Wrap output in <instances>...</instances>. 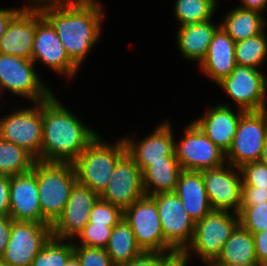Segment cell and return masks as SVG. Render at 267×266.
Here are the masks:
<instances>
[{"label":"cell","instance_id":"cell-35","mask_svg":"<svg viewBox=\"0 0 267 266\" xmlns=\"http://www.w3.org/2000/svg\"><path fill=\"white\" fill-rule=\"evenodd\" d=\"M123 218V210L100 197L94 203L88 223L115 227Z\"/></svg>","mask_w":267,"mask_h":266},{"label":"cell","instance_id":"cell-25","mask_svg":"<svg viewBox=\"0 0 267 266\" xmlns=\"http://www.w3.org/2000/svg\"><path fill=\"white\" fill-rule=\"evenodd\" d=\"M263 13L235 6L222 15L219 22L223 30L235 41L256 36L266 30L267 19Z\"/></svg>","mask_w":267,"mask_h":266},{"label":"cell","instance_id":"cell-18","mask_svg":"<svg viewBox=\"0 0 267 266\" xmlns=\"http://www.w3.org/2000/svg\"><path fill=\"white\" fill-rule=\"evenodd\" d=\"M144 195L142 172L135 161L126 153L118 161L100 198L124 211Z\"/></svg>","mask_w":267,"mask_h":266},{"label":"cell","instance_id":"cell-26","mask_svg":"<svg viewBox=\"0 0 267 266\" xmlns=\"http://www.w3.org/2000/svg\"><path fill=\"white\" fill-rule=\"evenodd\" d=\"M182 171L176 157H165V161L152 162L142 172L145 195L174 192Z\"/></svg>","mask_w":267,"mask_h":266},{"label":"cell","instance_id":"cell-24","mask_svg":"<svg viewBox=\"0 0 267 266\" xmlns=\"http://www.w3.org/2000/svg\"><path fill=\"white\" fill-rule=\"evenodd\" d=\"M174 192L195 223L212 210L201 171L182 170Z\"/></svg>","mask_w":267,"mask_h":266},{"label":"cell","instance_id":"cell-23","mask_svg":"<svg viewBox=\"0 0 267 266\" xmlns=\"http://www.w3.org/2000/svg\"><path fill=\"white\" fill-rule=\"evenodd\" d=\"M212 19L177 27L176 44L183 59L199 65L207 54L215 31L220 27ZM218 25V26H217Z\"/></svg>","mask_w":267,"mask_h":266},{"label":"cell","instance_id":"cell-45","mask_svg":"<svg viewBox=\"0 0 267 266\" xmlns=\"http://www.w3.org/2000/svg\"><path fill=\"white\" fill-rule=\"evenodd\" d=\"M27 1V2H26ZM65 0H25L22 9H40L45 6L56 5Z\"/></svg>","mask_w":267,"mask_h":266},{"label":"cell","instance_id":"cell-42","mask_svg":"<svg viewBox=\"0 0 267 266\" xmlns=\"http://www.w3.org/2000/svg\"><path fill=\"white\" fill-rule=\"evenodd\" d=\"M12 218L10 216H0V255L4 253L10 239Z\"/></svg>","mask_w":267,"mask_h":266},{"label":"cell","instance_id":"cell-1","mask_svg":"<svg viewBox=\"0 0 267 266\" xmlns=\"http://www.w3.org/2000/svg\"><path fill=\"white\" fill-rule=\"evenodd\" d=\"M102 5L99 0H65L39 9L55 29L70 60L79 69L100 42L106 18Z\"/></svg>","mask_w":267,"mask_h":266},{"label":"cell","instance_id":"cell-32","mask_svg":"<svg viewBox=\"0 0 267 266\" xmlns=\"http://www.w3.org/2000/svg\"><path fill=\"white\" fill-rule=\"evenodd\" d=\"M74 255L72 240L51 237L33 259L31 266H65Z\"/></svg>","mask_w":267,"mask_h":266},{"label":"cell","instance_id":"cell-2","mask_svg":"<svg viewBox=\"0 0 267 266\" xmlns=\"http://www.w3.org/2000/svg\"><path fill=\"white\" fill-rule=\"evenodd\" d=\"M66 107L54 92L42 101L40 161L73 163L98 136L97 132Z\"/></svg>","mask_w":267,"mask_h":266},{"label":"cell","instance_id":"cell-22","mask_svg":"<svg viewBox=\"0 0 267 266\" xmlns=\"http://www.w3.org/2000/svg\"><path fill=\"white\" fill-rule=\"evenodd\" d=\"M235 41L220 26L214 33L203 61L198 65L199 70L214 84L229 76L234 70Z\"/></svg>","mask_w":267,"mask_h":266},{"label":"cell","instance_id":"cell-46","mask_svg":"<svg viewBox=\"0 0 267 266\" xmlns=\"http://www.w3.org/2000/svg\"><path fill=\"white\" fill-rule=\"evenodd\" d=\"M189 259L182 253L174 254L163 266H188Z\"/></svg>","mask_w":267,"mask_h":266},{"label":"cell","instance_id":"cell-4","mask_svg":"<svg viewBox=\"0 0 267 266\" xmlns=\"http://www.w3.org/2000/svg\"><path fill=\"white\" fill-rule=\"evenodd\" d=\"M36 178L42 223L53 225L62 215L77 182L74 166L72 163L36 160Z\"/></svg>","mask_w":267,"mask_h":266},{"label":"cell","instance_id":"cell-8","mask_svg":"<svg viewBox=\"0 0 267 266\" xmlns=\"http://www.w3.org/2000/svg\"><path fill=\"white\" fill-rule=\"evenodd\" d=\"M216 86L244 111L267 109V76L260 69L236 65L231 74Z\"/></svg>","mask_w":267,"mask_h":266},{"label":"cell","instance_id":"cell-31","mask_svg":"<svg viewBox=\"0 0 267 266\" xmlns=\"http://www.w3.org/2000/svg\"><path fill=\"white\" fill-rule=\"evenodd\" d=\"M237 65L264 69L267 63V30L235 43Z\"/></svg>","mask_w":267,"mask_h":266},{"label":"cell","instance_id":"cell-13","mask_svg":"<svg viewBox=\"0 0 267 266\" xmlns=\"http://www.w3.org/2000/svg\"><path fill=\"white\" fill-rule=\"evenodd\" d=\"M51 237L50 224L12 220L10 239L2 258L8 266H31Z\"/></svg>","mask_w":267,"mask_h":266},{"label":"cell","instance_id":"cell-47","mask_svg":"<svg viewBox=\"0 0 267 266\" xmlns=\"http://www.w3.org/2000/svg\"><path fill=\"white\" fill-rule=\"evenodd\" d=\"M206 265L207 266H265L260 263H252V264H246V265H224L215 260L209 261Z\"/></svg>","mask_w":267,"mask_h":266},{"label":"cell","instance_id":"cell-11","mask_svg":"<svg viewBox=\"0 0 267 266\" xmlns=\"http://www.w3.org/2000/svg\"><path fill=\"white\" fill-rule=\"evenodd\" d=\"M182 139L175 138V157L182 170L202 171L226 163L225 153L219 149L192 120L183 130Z\"/></svg>","mask_w":267,"mask_h":266},{"label":"cell","instance_id":"cell-10","mask_svg":"<svg viewBox=\"0 0 267 266\" xmlns=\"http://www.w3.org/2000/svg\"><path fill=\"white\" fill-rule=\"evenodd\" d=\"M267 136V109L245 111L238 123L231 147L225 154L226 163L240 168L259 161Z\"/></svg>","mask_w":267,"mask_h":266},{"label":"cell","instance_id":"cell-20","mask_svg":"<svg viewBox=\"0 0 267 266\" xmlns=\"http://www.w3.org/2000/svg\"><path fill=\"white\" fill-rule=\"evenodd\" d=\"M231 103H218L205 109L202 116L193 120L206 136L225 154L231 147L241 115L245 112L236 109ZM235 109V110H234Z\"/></svg>","mask_w":267,"mask_h":266},{"label":"cell","instance_id":"cell-40","mask_svg":"<svg viewBox=\"0 0 267 266\" xmlns=\"http://www.w3.org/2000/svg\"><path fill=\"white\" fill-rule=\"evenodd\" d=\"M258 263L267 266V229L253 234Z\"/></svg>","mask_w":267,"mask_h":266},{"label":"cell","instance_id":"cell-37","mask_svg":"<svg viewBox=\"0 0 267 266\" xmlns=\"http://www.w3.org/2000/svg\"><path fill=\"white\" fill-rule=\"evenodd\" d=\"M74 255L81 266H114L105 248L74 246Z\"/></svg>","mask_w":267,"mask_h":266},{"label":"cell","instance_id":"cell-17","mask_svg":"<svg viewBox=\"0 0 267 266\" xmlns=\"http://www.w3.org/2000/svg\"><path fill=\"white\" fill-rule=\"evenodd\" d=\"M99 197L87 186L76 182L62 215L52 225V237L75 240L88 223L93 205Z\"/></svg>","mask_w":267,"mask_h":266},{"label":"cell","instance_id":"cell-39","mask_svg":"<svg viewBox=\"0 0 267 266\" xmlns=\"http://www.w3.org/2000/svg\"><path fill=\"white\" fill-rule=\"evenodd\" d=\"M265 202H267V189L242 187L240 206H254Z\"/></svg>","mask_w":267,"mask_h":266},{"label":"cell","instance_id":"cell-30","mask_svg":"<svg viewBox=\"0 0 267 266\" xmlns=\"http://www.w3.org/2000/svg\"><path fill=\"white\" fill-rule=\"evenodd\" d=\"M36 159L25 149L0 138V174L16 176L32 170Z\"/></svg>","mask_w":267,"mask_h":266},{"label":"cell","instance_id":"cell-44","mask_svg":"<svg viewBox=\"0 0 267 266\" xmlns=\"http://www.w3.org/2000/svg\"><path fill=\"white\" fill-rule=\"evenodd\" d=\"M239 7L256 10L264 14L267 10V0H239Z\"/></svg>","mask_w":267,"mask_h":266},{"label":"cell","instance_id":"cell-5","mask_svg":"<svg viewBox=\"0 0 267 266\" xmlns=\"http://www.w3.org/2000/svg\"><path fill=\"white\" fill-rule=\"evenodd\" d=\"M238 225V213L211 210L205 217L196 222L193 238L182 254L189 260L192 257L199 259L202 265L215 260Z\"/></svg>","mask_w":267,"mask_h":266},{"label":"cell","instance_id":"cell-16","mask_svg":"<svg viewBox=\"0 0 267 266\" xmlns=\"http://www.w3.org/2000/svg\"><path fill=\"white\" fill-rule=\"evenodd\" d=\"M201 173L212 210L238 213L242 189L240 169L225 163Z\"/></svg>","mask_w":267,"mask_h":266},{"label":"cell","instance_id":"cell-28","mask_svg":"<svg viewBox=\"0 0 267 266\" xmlns=\"http://www.w3.org/2000/svg\"><path fill=\"white\" fill-rule=\"evenodd\" d=\"M105 249L114 266L126 264L144 252L124 217L113 227Z\"/></svg>","mask_w":267,"mask_h":266},{"label":"cell","instance_id":"cell-7","mask_svg":"<svg viewBox=\"0 0 267 266\" xmlns=\"http://www.w3.org/2000/svg\"><path fill=\"white\" fill-rule=\"evenodd\" d=\"M33 105V106H32ZM22 108L19 104L0 118V138L18 145L40 161L43 138L42 101ZM20 106V107H19Z\"/></svg>","mask_w":267,"mask_h":266},{"label":"cell","instance_id":"cell-14","mask_svg":"<svg viewBox=\"0 0 267 266\" xmlns=\"http://www.w3.org/2000/svg\"><path fill=\"white\" fill-rule=\"evenodd\" d=\"M152 197L158 209L164 240L177 253H182L193 238L196 223L175 192L158 193Z\"/></svg>","mask_w":267,"mask_h":266},{"label":"cell","instance_id":"cell-51","mask_svg":"<svg viewBox=\"0 0 267 266\" xmlns=\"http://www.w3.org/2000/svg\"><path fill=\"white\" fill-rule=\"evenodd\" d=\"M2 94H3V93H2V92H0V98H1V99H0V102H2V101H3V100H2V97H1V96H2Z\"/></svg>","mask_w":267,"mask_h":266},{"label":"cell","instance_id":"cell-27","mask_svg":"<svg viewBox=\"0 0 267 266\" xmlns=\"http://www.w3.org/2000/svg\"><path fill=\"white\" fill-rule=\"evenodd\" d=\"M215 261L224 265L258 263L253 234L239 224L223 245Z\"/></svg>","mask_w":267,"mask_h":266},{"label":"cell","instance_id":"cell-34","mask_svg":"<svg viewBox=\"0 0 267 266\" xmlns=\"http://www.w3.org/2000/svg\"><path fill=\"white\" fill-rule=\"evenodd\" d=\"M112 229L108 225L87 223L75 238L76 241L73 240L74 246L106 248Z\"/></svg>","mask_w":267,"mask_h":266},{"label":"cell","instance_id":"cell-43","mask_svg":"<svg viewBox=\"0 0 267 266\" xmlns=\"http://www.w3.org/2000/svg\"><path fill=\"white\" fill-rule=\"evenodd\" d=\"M22 9V7L0 8V38L4 35L10 20Z\"/></svg>","mask_w":267,"mask_h":266},{"label":"cell","instance_id":"cell-50","mask_svg":"<svg viewBox=\"0 0 267 266\" xmlns=\"http://www.w3.org/2000/svg\"><path fill=\"white\" fill-rule=\"evenodd\" d=\"M0 266H8L1 255H0Z\"/></svg>","mask_w":267,"mask_h":266},{"label":"cell","instance_id":"cell-12","mask_svg":"<svg viewBox=\"0 0 267 266\" xmlns=\"http://www.w3.org/2000/svg\"><path fill=\"white\" fill-rule=\"evenodd\" d=\"M32 61L37 67V62L47 69L65 77L67 81L74 80L80 69L70 60L64 45L59 39L55 29L36 9V31L33 43ZM41 62V63H40Z\"/></svg>","mask_w":267,"mask_h":266},{"label":"cell","instance_id":"cell-38","mask_svg":"<svg viewBox=\"0 0 267 266\" xmlns=\"http://www.w3.org/2000/svg\"><path fill=\"white\" fill-rule=\"evenodd\" d=\"M174 253L146 252L121 266H163Z\"/></svg>","mask_w":267,"mask_h":266},{"label":"cell","instance_id":"cell-19","mask_svg":"<svg viewBox=\"0 0 267 266\" xmlns=\"http://www.w3.org/2000/svg\"><path fill=\"white\" fill-rule=\"evenodd\" d=\"M9 216L13 221L42 223L36 161L31 171L10 177Z\"/></svg>","mask_w":267,"mask_h":266},{"label":"cell","instance_id":"cell-49","mask_svg":"<svg viewBox=\"0 0 267 266\" xmlns=\"http://www.w3.org/2000/svg\"><path fill=\"white\" fill-rule=\"evenodd\" d=\"M65 266H81L80 261L73 255L66 263Z\"/></svg>","mask_w":267,"mask_h":266},{"label":"cell","instance_id":"cell-6","mask_svg":"<svg viewBox=\"0 0 267 266\" xmlns=\"http://www.w3.org/2000/svg\"><path fill=\"white\" fill-rule=\"evenodd\" d=\"M39 72L32 60L0 53V88L4 94L10 92L31 104L47 99L53 91Z\"/></svg>","mask_w":267,"mask_h":266},{"label":"cell","instance_id":"cell-29","mask_svg":"<svg viewBox=\"0 0 267 266\" xmlns=\"http://www.w3.org/2000/svg\"><path fill=\"white\" fill-rule=\"evenodd\" d=\"M220 0H176L173 12L178 26L214 19Z\"/></svg>","mask_w":267,"mask_h":266},{"label":"cell","instance_id":"cell-15","mask_svg":"<svg viewBox=\"0 0 267 266\" xmlns=\"http://www.w3.org/2000/svg\"><path fill=\"white\" fill-rule=\"evenodd\" d=\"M172 123L167 119L161 121L151 133L137 141L128 135L121 136L127 154L143 172L152 162L165 161V157H175V136Z\"/></svg>","mask_w":267,"mask_h":266},{"label":"cell","instance_id":"cell-48","mask_svg":"<svg viewBox=\"0 0 267 266\" xmlns=\"http://www.w3.org/2000/svg\"><path fill=\"white\" fill-rule=\"evenodd\" d=\"M259 161L267 166V136H266L265 144L262 150V155Z\"/></svg>","mask_w":267,"mask_h":266},{"label":"cell","instance_id":"cell-41","mask_svg":"<svg viewBox=\"0 0 267 266\" xmlns=\"http://www.w3.org/2000/svg\"><path fill=\"white\" fill-rule=\"evenodd\" d=\"M10 177L0 174V216H9Z\"/></svg>","mask_w":267,"mask_h":266},{"label":"cell","instance_id":"cell-36","mask_svg":"<svg viewBox=\"0 0 267 266\" xmlns=\"http://www.w3.org/2000/svg\"><path fill=\"white\" fill-rule=\"evenodd\" d=\"M242 187L267 189V166L260 161L244 164L240 168Z\"/></svg>","mask_w":267,"mask_h":266},{"label":"cell","instance_id":"cell-3","mask_svg":"<svg viewBox=\"0 0 267 266\" xmlns=\"http://www.w3.org/2000/svg\"><path fill=\"white\" fill-rule=\"evenodd\" d=\"M109 143L101 135L72 163L77 182L99 196L106 189L118 161L127 153L122 137Z\"/></svg>","mask_w":267,"mask_h":266},{"label":"cell","instance_id":"cell-33","mask_svg":"<svg viewBox=\"0 0 267 266\" xmlns=\"http://www.w3.org/2000/svg\"><path fill=\"white\" fill-rule=\"evenodd\" d=\"M239 224L252 234L267 229V202L254 206H240Z\"/></svg>","mask_w":267,"mask_h":266},{"label":"cell","instance_id":"cell-21","mask_svg":"<svg viewBox=\"0 0 267 266\" xmlns=\"http://www.w3.org/2000/svg\"><path fill=\"white\" fill-rule=\"evenodd\" d=\"M36 31V9H21L0 38V53L32 60Z\"/></svg>","mask_w":267,"mask_h":266},{"label":"cell","instance_id":"cell-9","mask_svg":"<svg viewBox=\"0 0 267 266\" xmlns=\"http://www.w3.org/2000/svg\"><path fill=\"white\" fill-rule=\"evenodd\" d=\"M139 247L146 252H177L164 240L155 199L144 195L123 211Z\"/></svg>","mask_w":267,"mask_h":266}]
</instances>
